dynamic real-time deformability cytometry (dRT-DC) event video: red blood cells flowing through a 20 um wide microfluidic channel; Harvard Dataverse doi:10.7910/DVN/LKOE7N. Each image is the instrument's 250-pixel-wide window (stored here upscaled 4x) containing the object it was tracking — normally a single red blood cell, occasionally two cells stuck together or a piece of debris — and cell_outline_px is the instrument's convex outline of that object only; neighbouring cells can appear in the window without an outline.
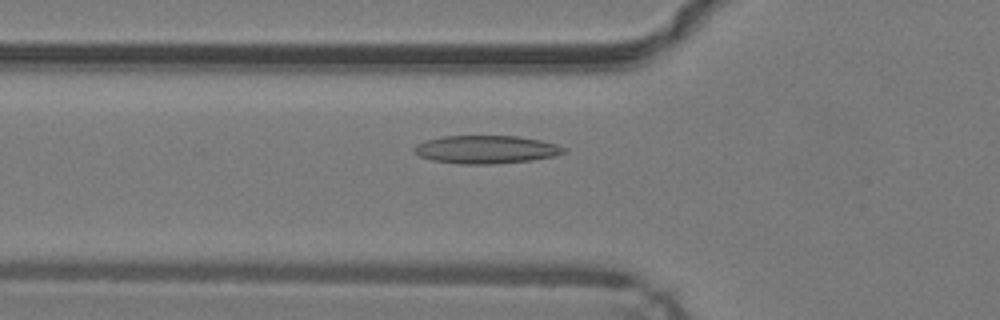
{"species": "common noctule bat (a hibernating species)", "species_latin": "Nyctalus noctula", "temperature_condition": "warm", "stored_images_in_passage": 46, "camera_frame_rate_fps": 3000, "um_per_image_px": 0.085, "animal": {"sex": "male", "body_mass_g": 19.2, "forearm_length_mm": 51.8}, "frame": {"image": 1, "passage_image": 15, "time_ms": 4.667, "image_size_px": [1000, 320], "cell_outline_px": [[568, 152], [556, 156], [532, 160], [492, 164], [460, 164], [432, 160], [420, 156], [412, 152], [412, 148], [416, 144], [428, 140], [444, 136], [516, 136], [540, 140], [556, 144], [568, 148]], "centroid_in_image_um": [41.35, 12.71], "position_along_channel_um": 84.5, "area_um2": 24.62}}
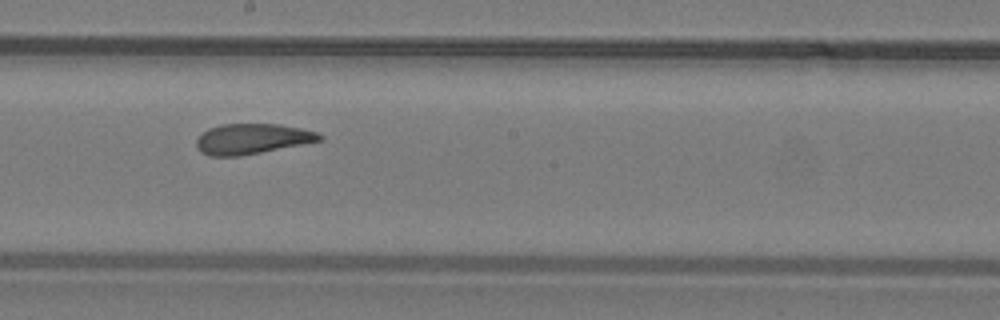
{"frame": {"image": 2, "passage_image": 25, "time_ms": 8.0, "image_size_px": [1000, 320], "cell_outline_px": [[324, 140], [304, 144], [240, 156], [208, 156], [200, 152], [196, 148], [196, 140], [208, 128], [220, 124], [280, 124], [300, 128], [316, 132], [324, 136]], "centroid_in_image_um": [21.42, 11.81], "position_along_channel_um": 226.8, "area_um2": 21.91}}
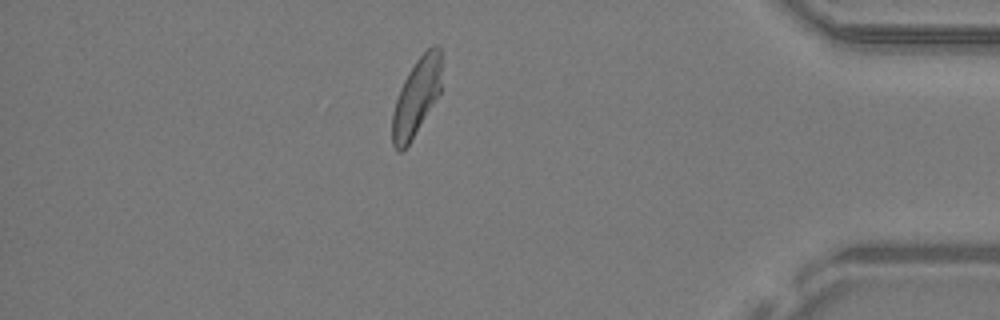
{"frame": {"image": 3, "passage_image": 40, "time_ms": 13.0, "image_size_px": [1000, 320], "cell_outline_px": [[440, 92], [408, 144], [400, 152], [396, 152], [392, 144], [392, 112], [400, 88], [408, 72], [416, 60], [432, 44], [436, 44], [440, 48]], "centroid_in_image_um": [35.36, 8.24], "position_along_channel_um": 399.8, "area_um2": 21.68}, "authors_computed_cell_mechanics": {"area_um2": 22.9177, "velocity_mm_per_s": 4.2456, "shape_relaxation_time_tau1_ms": 5.5619, "shape_relaxation_time_tau2_ms": 1.9524, "deformation_change_tau1": 0.1748, "deformation_change_tau2": 0.0878}}